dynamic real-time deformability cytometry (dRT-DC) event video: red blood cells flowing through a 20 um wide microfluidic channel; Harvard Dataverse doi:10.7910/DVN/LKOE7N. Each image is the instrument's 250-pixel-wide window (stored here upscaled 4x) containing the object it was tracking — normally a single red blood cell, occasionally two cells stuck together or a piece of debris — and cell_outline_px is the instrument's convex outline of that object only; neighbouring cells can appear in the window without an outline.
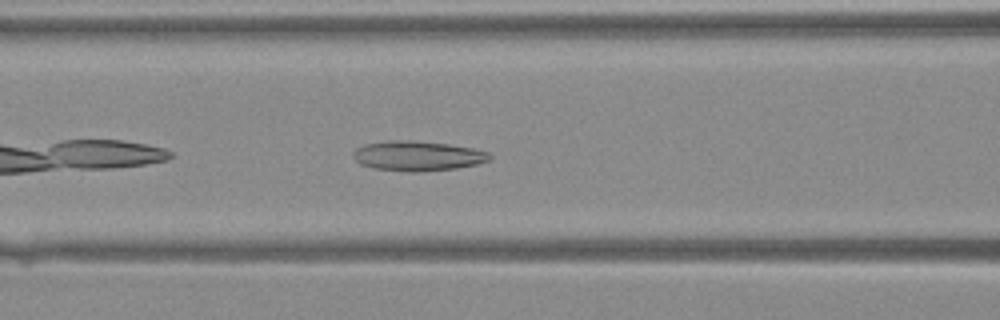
{"species": "Egyptian fruit bat (a non-hibernating species)", "species_latin": "Rousettus aegyptiacus", "temperature_condition": "warm", "stored_images_in_passage": 29, "camera_frame_rate_fps": 3000, "um_per_image_px": 0.085, "animal": {"sex": "female"}, "frame": {"image": 1, "passage_image": 5, "time_ms": 1.333, "image_size_px": [1000, 320], "cell_outline_px": [[492, 156], [488, 160], [476, 164], [456, 168], [420, 172], [408, 172], [376, 168], [360, 164], [352, 156], [352, 152], [356, 148], [364, 144], [384, 140], [408, 140], [448, 144], [472, 148], [488, 152]], "centroid_in_image_um": [35.45, 13.24], "position_along_channel_um": 131.1, "area_um2": 23.76}}
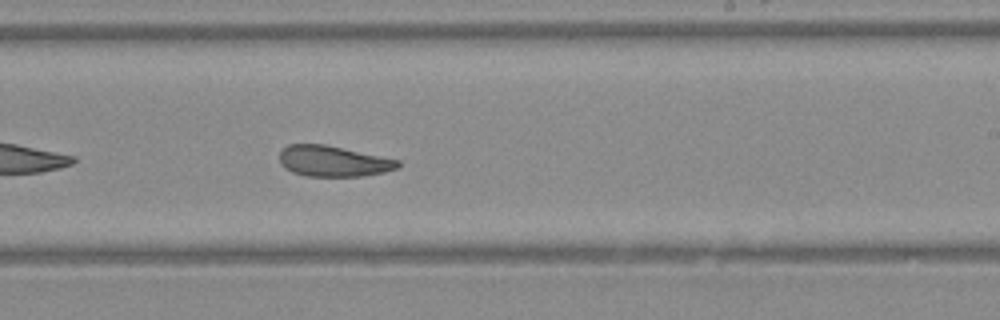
{"frame": {"image": 2, "passage_image": 13, "time_ms": 4.0, "image_size_px": [1000, 320], "cell_outline_px": [[400, 164], [396, 168], [384, 172], [360, 176], [304, 176], [292, 172], [280, 164], [280, 152], [288, 144], [324, 144], [400, 160]], "centroid_in_image_um": [28.3, 13.7], "position_along_channel_um": 260.7, "area_um2": 21.1}}
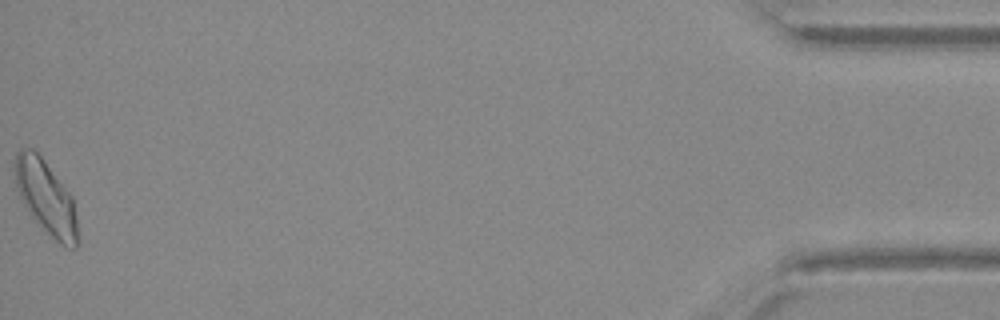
{"frame": {"image": 3, "passage_image": 29, "time_ms": 9.333, "image_size_px": [1000, 320], "cell_outline_px": [[80, 244], [76, 248], [64, 248], [32, 216], [20, 196], [16, 184], [12, 168], [12, 164], [16, 152], [20, 148], [32, 148], [44, 160], [72, 196], [76, 216], [80, 240]], "centroid_in_image_um": [3.92, 16.77], "position_along_channel_um": 431.3, "area_um2": 27.05}}